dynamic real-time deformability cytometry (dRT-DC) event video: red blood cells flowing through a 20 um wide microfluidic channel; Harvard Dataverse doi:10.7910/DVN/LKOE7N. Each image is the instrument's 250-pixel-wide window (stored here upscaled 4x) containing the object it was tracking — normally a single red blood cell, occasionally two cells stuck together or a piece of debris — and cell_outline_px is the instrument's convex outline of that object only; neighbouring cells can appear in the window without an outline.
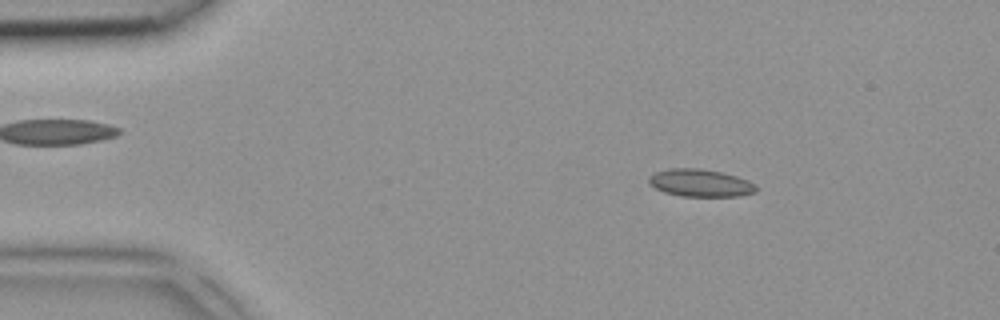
{"species": "common noctule bat (a hibernating species)", "species_latin": "Nyctalus noctula", "temperature_condition": "room temperature", "stored_images_in_passage": 3, "camera_frame_rate_fps": 3000, "um_per_image_px": 0.085, "animal": {"sex": "female", "body_mass_g": 18.4}, "frame": {"image": 1, "passage_image": 2, "time_ms": 0.333, "image_size_px": [1000, 320], "cell_outline_px": [[756, 192], [740, 196], [680, 196], [664, 192], [648, 184], [648, 176], [656, 172], [668, 168], [700, 168], [720, 172], [736, 176], [748, 180], [756, 184]], "centroid_in_image_um": [59.51, 15.55], "position_along_channel_um": 25.5, "area_um2": 17.28}}